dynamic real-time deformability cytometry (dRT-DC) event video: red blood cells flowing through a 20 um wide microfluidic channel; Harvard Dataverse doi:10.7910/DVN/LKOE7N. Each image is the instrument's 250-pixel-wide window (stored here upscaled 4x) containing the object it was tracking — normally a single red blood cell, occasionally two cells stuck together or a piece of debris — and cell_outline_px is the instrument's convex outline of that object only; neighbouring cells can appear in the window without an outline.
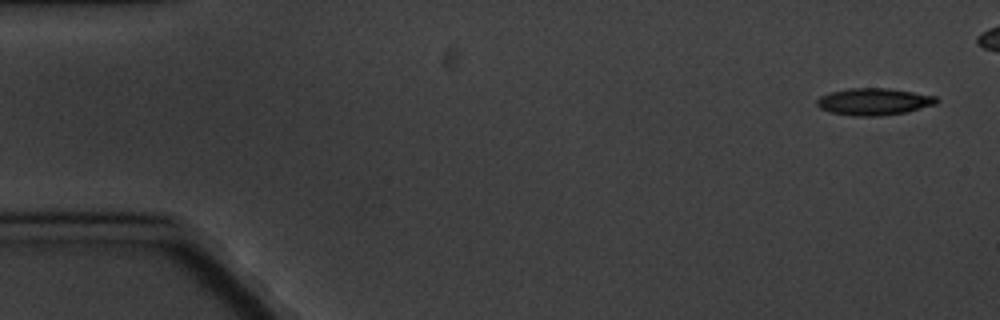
{"species": "common noctule bat (a hibernating species)", "species_latin": "Nyctalus noctula", "temperature_condition": "cold", "stored_images_in_passage": 4, "camera_frame_rate_fps": 3000, "um_per_image_px": 0.085, "animal": {"sex": "male", "body_mass_g": 20.1, "forearm_length_mm": 53.5}, "frame": {"image": 1, "passage_image": 1, "time_ms": 0.0, "image_size_px": [1000, 320], "cell_outline_px": [[940, 100], [936, 104], [908, 112], [880, 116], [852, 116], [828, 112], [820, 108], [816, 104], [816, 100], [820, 96], [828, 92], [848, 88], [888, 88], [936, 96]], "centroid_in_image_um": [74.26, 8.64], "position_along_channel_um": 10.7, "area_um2": 19.07}}